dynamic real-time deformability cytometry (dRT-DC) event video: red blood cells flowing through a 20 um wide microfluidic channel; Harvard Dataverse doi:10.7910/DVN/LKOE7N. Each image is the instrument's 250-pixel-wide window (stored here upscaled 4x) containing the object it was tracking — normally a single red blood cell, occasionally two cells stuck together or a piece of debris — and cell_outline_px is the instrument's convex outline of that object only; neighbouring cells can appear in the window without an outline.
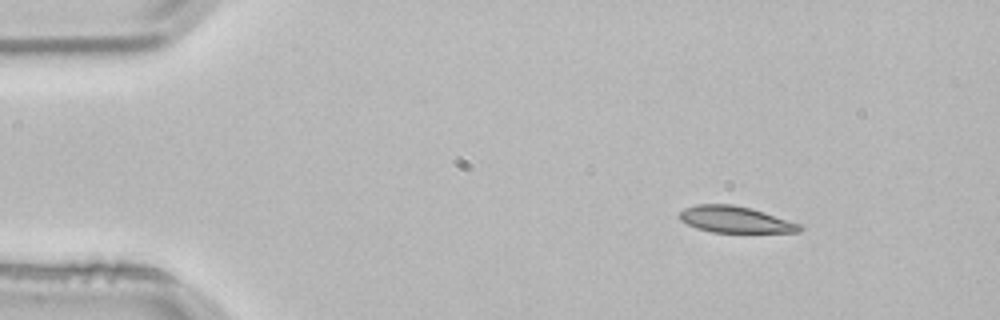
{"species": "common noctule bat (a hibernating species)", "species_latin": "Nyctalus noctula", "temperature_condition": "room temperature", "stored_images_in_passage": 4, "camera_frame_rate_fps": 3000, "um_per_image_px": 0.085, "animal": {"sex": "male", "body_mass_g": 21.5, "forearm_length_mm": 52.0}, "frame": {"image": 1, "passage_image": 2, "time_ms": 0.333, "image_size_px": [1000, 320], "cell_outline_px": [[804, 228], [800, 232], [712, 232], [696, 228], [680, 220], [680, 212], [684, 208], [696, 204], [732, 204], [752, 208], [800, 224]], "centroid_in_image_um": [62.49, 18.65], "position_along_channel_um": 22.5, "area_um2": 18.44}}